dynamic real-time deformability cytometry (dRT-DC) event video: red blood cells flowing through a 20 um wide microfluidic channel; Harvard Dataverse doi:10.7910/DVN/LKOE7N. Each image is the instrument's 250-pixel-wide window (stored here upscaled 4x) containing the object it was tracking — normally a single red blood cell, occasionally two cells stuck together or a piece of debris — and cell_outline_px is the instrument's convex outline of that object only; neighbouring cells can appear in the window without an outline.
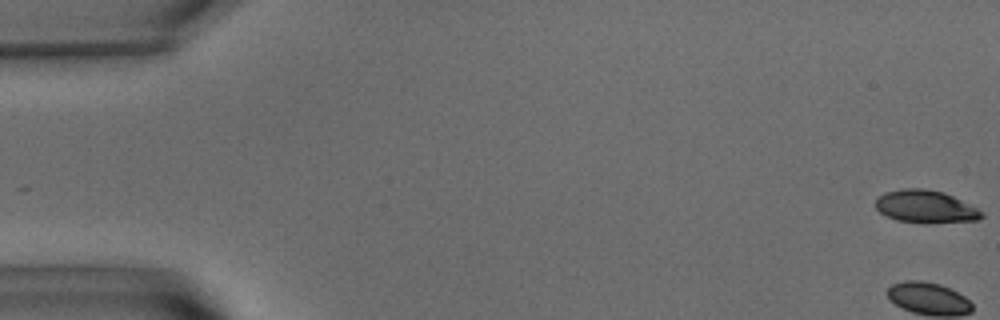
{"species": "common noctule bat (a hibernating species)", "species_latin": "Nyctalus noctula", "temperature_condition": "warm", "stored_images_in_passage": 56, "camera_frame_rate_fps": 3000, "um_per_image_px": 0.085, "animal": {"sex": "male", "body_mass_g": 15.6}, "frame": {"image": 1, "passage_image": 1, "time_ms": 0.0, "image_size_px": [1000, 320], "cell_outline_px": [[984, 216], [980, 220], [928, 224], [924, 224], [896, 220], [880, 212], [876, 208], [876, 200], [884, 192], [904, 188], [924, 188], [944, 192], [984, 212]], "centroid_in_image_um": [78.69, 17.58], "position_along_channel_um": 6.3, "area_um2": 20.35}}
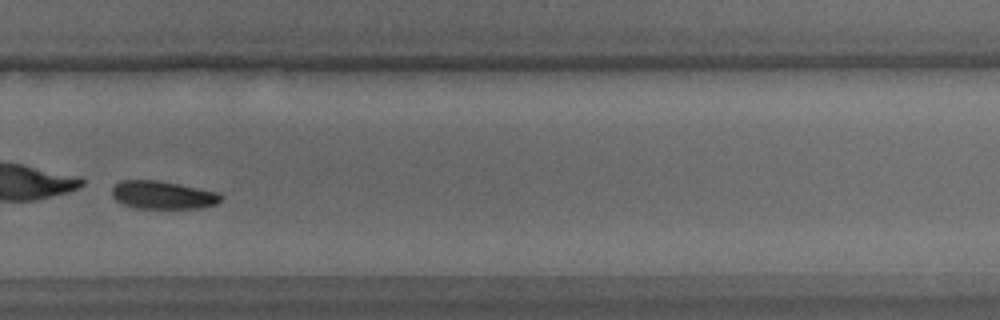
{"frame": {"image": 2, "passage_image": 40, "time_ms": 13.0, "image_size_px": [1000, 320], "cell_outline_px": [[224, 196], [216, 204], [200, 208], [136, 208], [124, 204], [116, 200], [112, 196], [112, 188], [120, 180], [156, 180], [220, 192]], "centroid_in_image_um": [13.85, 16.57], "position_along_channel_um": 315.9, "area_um2": 17.74}}